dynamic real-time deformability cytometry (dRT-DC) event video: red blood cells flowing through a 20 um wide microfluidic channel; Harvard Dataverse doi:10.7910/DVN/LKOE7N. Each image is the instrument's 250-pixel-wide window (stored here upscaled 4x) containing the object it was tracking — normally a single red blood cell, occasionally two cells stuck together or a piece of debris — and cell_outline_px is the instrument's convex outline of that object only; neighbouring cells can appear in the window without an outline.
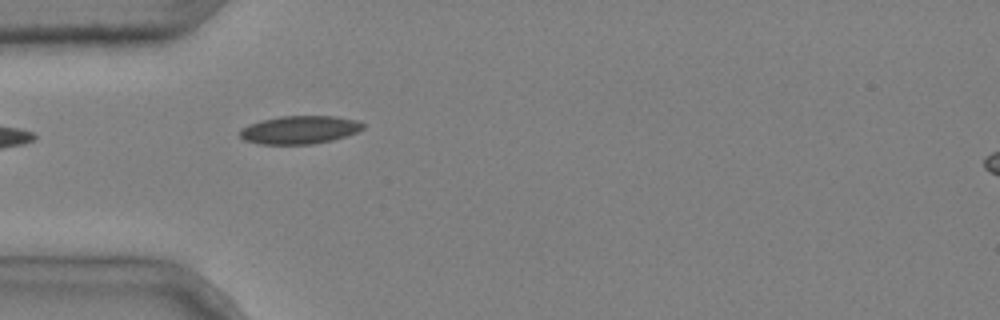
{"species": "common noctule bat (a hibernating species)", "species_latin": "Nyctalus noctula", "temperature_condition": "cold", "stored_images_in_passage": 5, "camera_frame_rate_fps": 3000, "um_per_image_px": 0.085, "animal": {"sex": "male", "body_mass_g": 20.4}, "frame": {"image": 1, "passage_image": 2, "time_ms": 0.333, "image_size_px": [1000, 320], "cell_outline_px": [[364, 128], [356, 132], [332, 140], [312, 144], [260, 144], [244, 140], [240, 136], [240, 128], [248, 124], [260, 120], [280, 116], [336, 116], [360, 120], [364, 124]], "centroid_in_image_um": [25.46, 11.02], "position_along_channel_um": 59.5, "area_um2": 20.29}}